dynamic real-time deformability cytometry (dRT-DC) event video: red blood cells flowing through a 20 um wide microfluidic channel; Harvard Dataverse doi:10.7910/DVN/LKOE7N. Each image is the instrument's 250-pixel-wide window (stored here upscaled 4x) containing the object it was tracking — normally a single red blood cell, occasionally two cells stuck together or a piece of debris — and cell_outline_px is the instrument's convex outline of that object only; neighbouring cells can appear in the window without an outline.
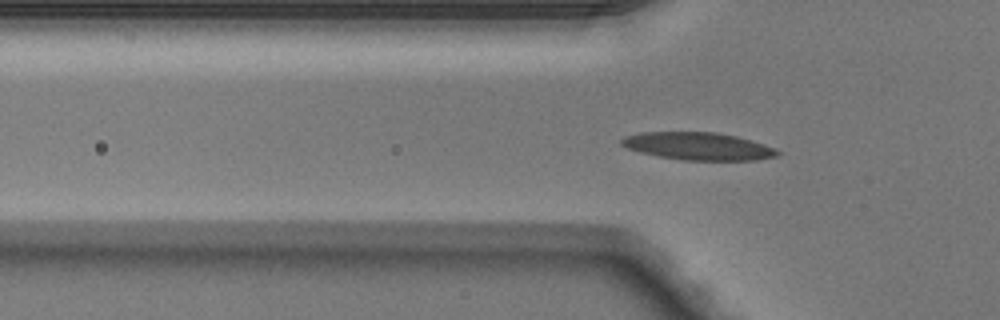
{"species": "Egyptian fruit bat (a non-hibernating species)", "species_latin": "Rousettus aegyptiacus", "temperature_condition": "warm", "stored_images_in_passage": 2, "camera_frame_rate_fps": 3000, "um_per_image_px": 0.085, "animal": {"sex": "male"}, "frame": {"image": 1, "passage_image": 2, "time_ms": 0.333, "image_size_px": [1000, 320], "cell_outline_px": [[780, 156], [756, 160], [684, 160], [660, 156], [640, 152], [628, 148], [620, 144], [620, 140], [624, 136], [640, 132], [716, 132], [736, 136], [764, 144], [780, 152]], "centroid_in_image_um": [59.34, 12.42], "position_along_channel_um": 66.5, "area_um2": 24.97}}